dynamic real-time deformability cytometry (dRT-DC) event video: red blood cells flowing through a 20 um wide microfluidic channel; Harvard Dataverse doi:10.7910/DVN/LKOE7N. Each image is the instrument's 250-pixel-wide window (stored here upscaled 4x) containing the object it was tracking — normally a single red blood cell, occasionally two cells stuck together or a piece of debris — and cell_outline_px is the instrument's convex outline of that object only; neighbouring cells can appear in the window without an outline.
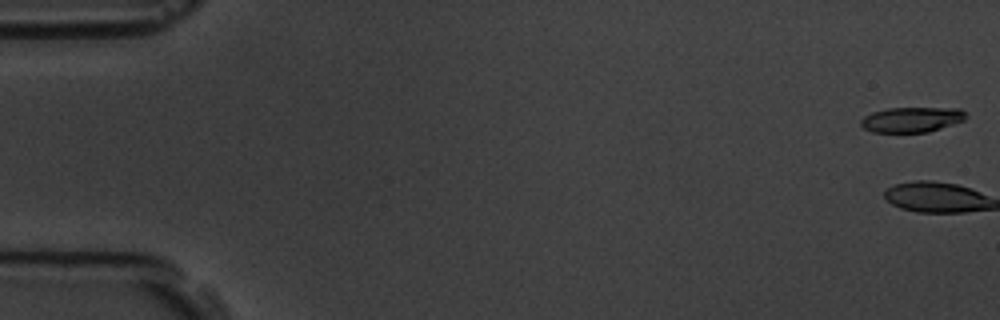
{"species": "common noctule bat (a hibernating species)", "species_latin": "Nyctalus noctula", "temperature_condition": "room temperature", "stored_images_in_passage": 2, "camera_frame_rate_fps": 3000, "um_per_image_px": 0.085, "animal": {"sex": "male", "body_mass_g": 19.5, "forearm_length_mm": 54.6}, "frame": {"image": 1, "passage_image": 1, "time_ms": 0.0, "image_size_px": [1000, 320], "cell_outline_px": [[968, 116], [964, 120], [928, 132], [872, 132], [864, 128], [860, 124], [860, 120], [864, 116], [872, 112], [888, 108], [960, 108]], "centroid_in_image_um": [77.48, 10.16], "position_along_channel_um": 7.5, "area_um2": 15.37}}